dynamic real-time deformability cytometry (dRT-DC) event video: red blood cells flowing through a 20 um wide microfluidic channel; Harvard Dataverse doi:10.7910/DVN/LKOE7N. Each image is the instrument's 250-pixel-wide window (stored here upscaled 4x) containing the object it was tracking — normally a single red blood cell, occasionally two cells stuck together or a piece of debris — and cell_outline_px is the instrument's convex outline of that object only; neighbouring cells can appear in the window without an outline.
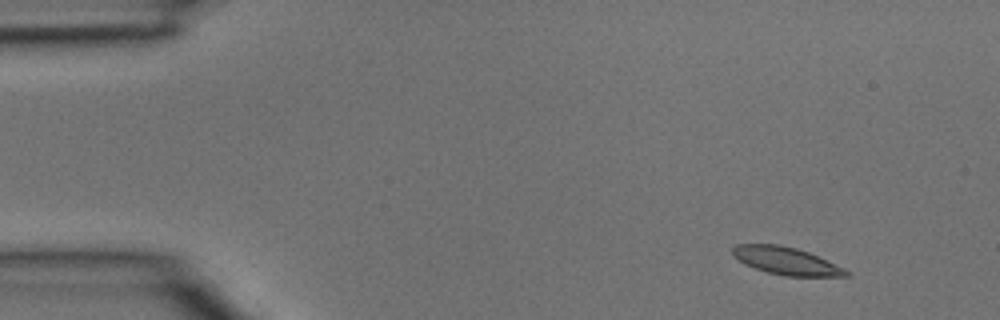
{"species": "common noctule bat (a hibernating species)", "species_latin": "Nyctalus noctula", "temperature_condition": "room temperature", "stored_images_in_passage": 4, "camera_frame_rate_fps": 3000, "um_per_image_px": 0.085, "animal": {"sex": "male", "body_mass_g": 15.6}, "frame": {"image": 1, "passage_image": 2, "time_ms": 0.333, "image_size_px": [1000, 320], "cell_outline_px": [[852, 276], [784, 276], [768, 272], [744, 264], [732, 256], [732, 248], [736, 244], [780, 244], [796, 248], [808, 252], [844, 268], [852, 272]], "centroid_in_image_um": [66.82, 22.17], "position_along_channel_um": 18.2, "area_um2": 18.26}}
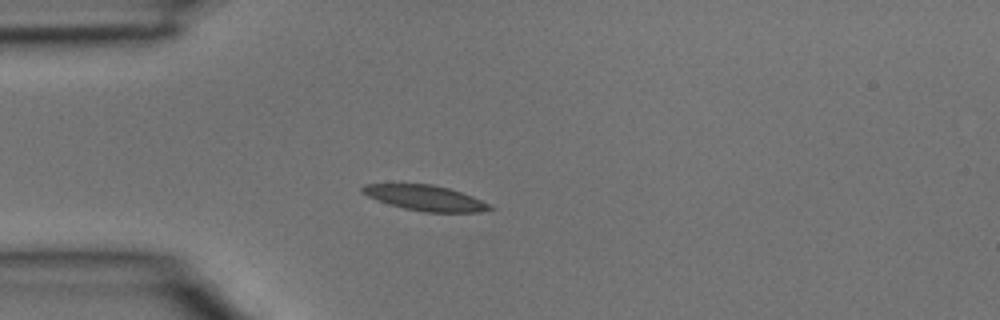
{"frame": {"image": 2, "passage_image": 4, "time_ms": 1.0, "image_size_px": [1000, 320], "cell_outline_px": [[496, 208], [480, 212], [424, 212], [404, 208], [388, 204], [376, 200], [360, 192], [360, 188], [364, 184], [432, 184], [448, 188], [472, 196]], "centroid_in_image_um": [36.11, 16.83], "position_along_channel_um": 48.9, "area_um2": 18.79}}